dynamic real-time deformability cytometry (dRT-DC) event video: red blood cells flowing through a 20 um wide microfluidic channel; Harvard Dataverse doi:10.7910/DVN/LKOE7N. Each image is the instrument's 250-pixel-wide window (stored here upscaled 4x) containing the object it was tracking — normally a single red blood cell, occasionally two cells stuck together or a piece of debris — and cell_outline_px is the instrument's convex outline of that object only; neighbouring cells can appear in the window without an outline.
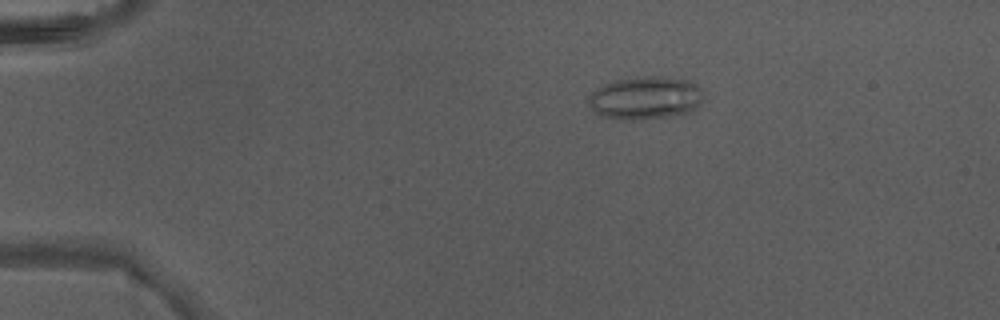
{"species": "Egyptian fruit bat (a non-hibernating species)", "species_latin": "Rousettus aegyptiacus", "temperature_condition": "warm", "stored_images_in_passage": 4, "camera_frame_rate_fps": 3000, "um_per_image_px": 0.085, "animal": {"sex": "male"}, "frame": {"image": 1, "passage_image": 1, "time_ms": 0.0, "image_size_px": [1000, 320], "cell_outline_px": [[704, 100], [696, 108], [688, 112], [672, 116], [628, 120], [616, 120], [600, 116], [588, 104], [588, 96], [600, 84], [616, 80], [636, 76], [668, 76], [692, 80], [700, 88], [704, 96]], "centroid_in_image_um": [54.86, 8.3], "position_along_channel_um": 30.1, "area_um2": 29.48}}